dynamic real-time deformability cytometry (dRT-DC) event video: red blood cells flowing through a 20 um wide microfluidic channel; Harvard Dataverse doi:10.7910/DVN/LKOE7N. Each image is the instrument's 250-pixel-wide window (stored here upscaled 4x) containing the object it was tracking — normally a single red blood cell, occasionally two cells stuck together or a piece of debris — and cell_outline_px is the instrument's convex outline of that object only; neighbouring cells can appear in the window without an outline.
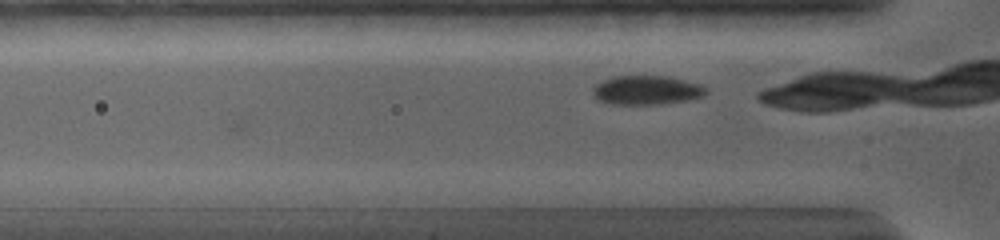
{"species": "common noctule bat (a hibernating species)", "species_latin": "Nyctalus noctula", "temperature_condition": "warm", "stored_images_in_passage": 8, "camera_frame_rate_fps": 5000, "um_per_image_px": 0.085, "animal": {"sex": "female", "body_mass_g": 19.0, "forearm_length_mm": 56.7}, "frame": {"image": 1, "passage_image": 2, "time_ms": 0.2, "image_size_px": [1000, 240], "cell_outline_px": [[708, 92], [704, 96], [684, 100], [660, 104], [612, 104], [596, 100], [592, 92], [592, 88], [596, 84], [612, 76], [672, 76], [700, 84], [708, 88]], "centroid_in_image_um": [54.96, 7.65], "position_along_channel_um": 70.8, "area_um2": 19.36}}